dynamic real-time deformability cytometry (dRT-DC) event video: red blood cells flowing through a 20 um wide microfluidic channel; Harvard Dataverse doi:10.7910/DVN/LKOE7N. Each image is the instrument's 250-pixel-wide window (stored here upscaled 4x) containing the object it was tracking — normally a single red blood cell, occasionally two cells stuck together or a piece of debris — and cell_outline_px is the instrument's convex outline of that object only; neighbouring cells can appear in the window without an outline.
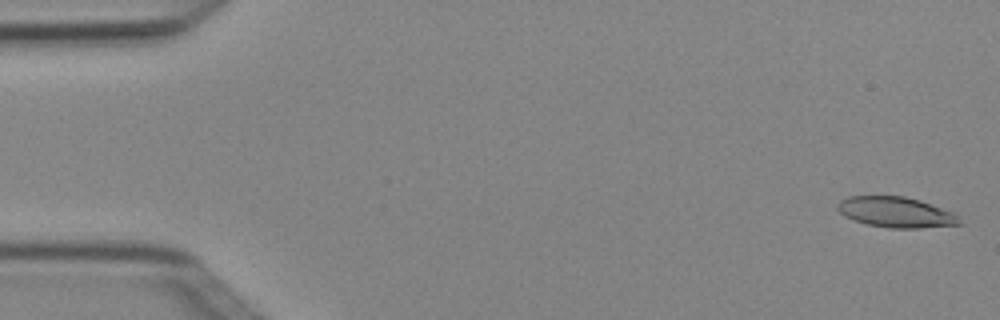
{"species": "Egyptian fruit bat (a non-hibernating species)", "species_latin": "Rousettus aegyptiacus", "temperature_condition": "cold", "stored_images_in_passage": 4, "camera_frame_rate_fps": 3000, "um_per_image_px": 0.085, "animal": {"sex": "female"}, "frame": {"image": 1, "passage_image": 1, "time_ms": 0.0, "image_size_px": [1000, 320], "cell_outline_px": [[960, 224], [920, 228], [888, 228], [868, 224], [844, 216], [836, 208], [840, 200], [848, 196], [904, 196], [920, 200], [956, 212], [960, 220]], "centroid_in_image_um": [76.18, 18.03], "position_along_channel_um": 8.8, "area_um2": 21.73}}
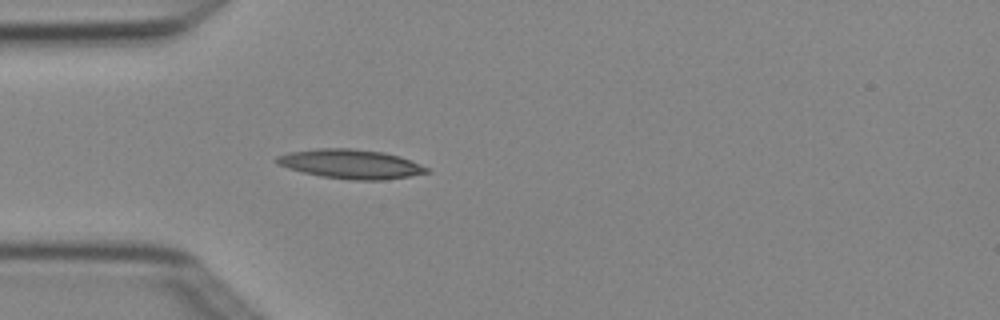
{"frame": {"image": 2, "passage_image": 4, "time_ms": 1.0, "image_size_px": [1000, 320], "cell_outline_px": [[432, 172], [408, 176], [380, 180], [356, 180], [320, 176], [288, 168], [276, 164], [272, 160], [276, 156], [288, 152], [316, 148], [352, 148], [384, 152], [400, 156], [420, 164], [428, 168]], "centroid_in_image_um": [29.77, 13.93], "position_along_channel_um": 55.2, "area_um2": 25.66}}